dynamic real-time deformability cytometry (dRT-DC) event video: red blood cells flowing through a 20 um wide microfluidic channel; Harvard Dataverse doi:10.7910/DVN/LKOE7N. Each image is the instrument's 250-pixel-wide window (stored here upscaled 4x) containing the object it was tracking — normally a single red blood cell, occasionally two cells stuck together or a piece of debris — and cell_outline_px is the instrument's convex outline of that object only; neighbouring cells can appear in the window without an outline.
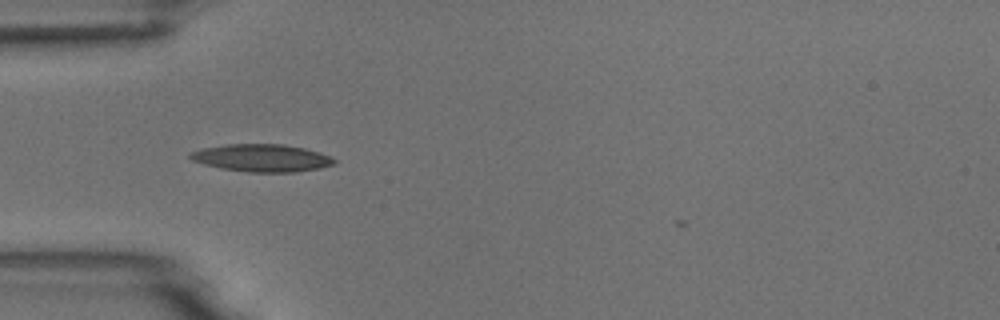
{"species": "common noctule bat (a hibernating species)", "species_latin": "Nyctalus noctula", "temperature_condition": "room temperature", "stored_images_in_passage": 36, "camera_frame_rate_fps": 3000, "um_per_image_px": 0.085, "animal": {"sex": "male", "body_mass_g": 18.8}, "frame": {"image": 1, "passage_image": 2, "time_ms": 0.333, "image_size_px": [1000, 320], "cell_outline_px": [[336, 164], [320, 168], [296, 172], [248, 172], [220, 168], [204, 164], [192, 160], [188, 156], [188, 152], [204, 148], [228, 144], [284, 144], [304, 148], [320, 152], [336, 160]], "centroid_in_image_um": [22.25, 13.43], "position_along_channel_um": 62.7, "area_um2": 23.12}}
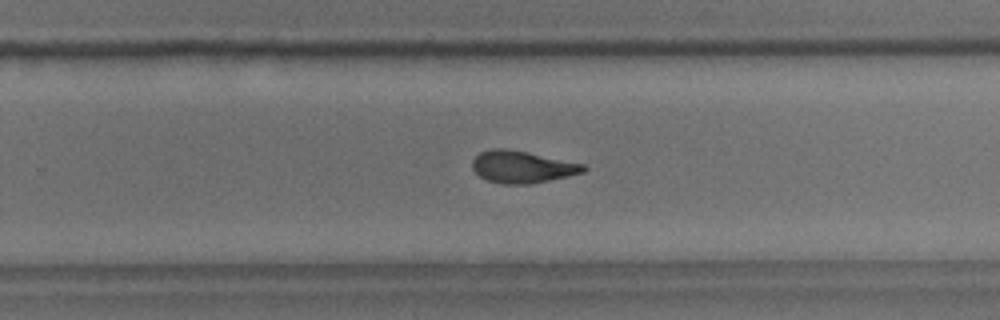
{"frame": {"image": 2, "passage_image": 20, "time_ms": 6.333, "image_size_px": [1000, 320], "cell_outline_px": [[588, 168], [584, 172], [568, 176], [532, 184], [500, 184], [488, 180], [480, 176], [472, 168], [472, 160], [480, 152], [492, 148], [504, 148], [528, 152], [584, 164]], "centroid_in_image_um": [44.38, 14.18], "position_along_channel_um": 285.4, "area_um2": 20.81}}
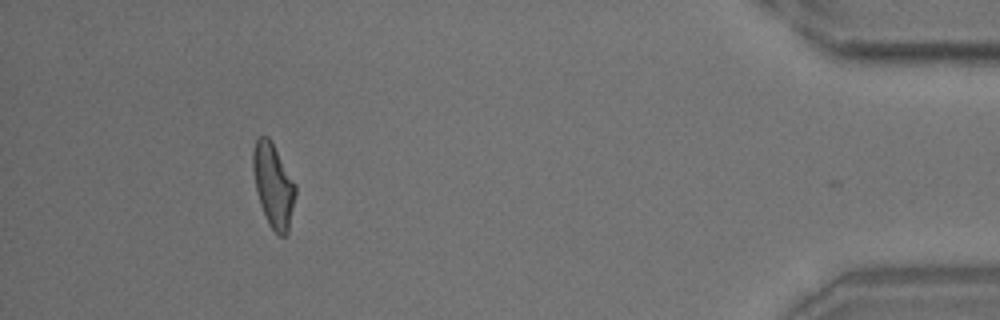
{"frame": {"image": 3, "passage_image": 35, "time_ms": 11.333, "image_size_px": [1000, 320], "cell_outline_px": [[296, 196], [288, 232], [284, 236], [276, 236], [268, 224], [260, 204], [256, 192], [252, 168], [252, 152], [256, 140], [260, 136], [268, 136], [296, 184]], "centroid_in_image_um": [23.23, 15.8], "position_along_channel_um": 412.0, "area_um2": 20.92}, "authors_computed_cell_mechanics": {"area_um2": 20.8658, "velocity_mm_per_s": 3.7271, "shape_relaxation_time_tau1_ms": 7.9159, "shape_relaxation_time_tau2_ms": 2.4724, "deformation_change_tau1": 0.2372, "deformation_change_tau2": 0.1045}}